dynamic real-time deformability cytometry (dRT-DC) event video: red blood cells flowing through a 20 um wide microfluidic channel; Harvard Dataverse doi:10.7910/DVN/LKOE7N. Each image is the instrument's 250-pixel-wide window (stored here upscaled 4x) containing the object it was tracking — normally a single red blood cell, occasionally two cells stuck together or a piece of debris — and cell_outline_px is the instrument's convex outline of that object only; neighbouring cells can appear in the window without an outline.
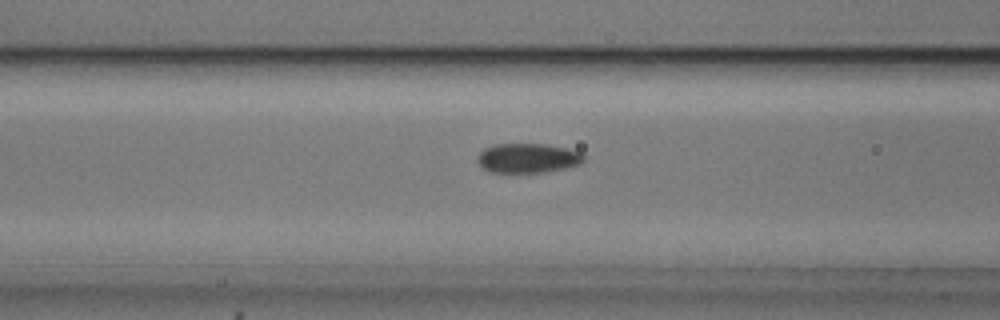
{"species": "common noctule bat (a hibernating species)", "species_latin": "Nyctalus noctula", "temperature_condition": "cold", "stored_images_in_passage": 54, "camera_frame_rate_fps": 3000, "um_per_image_px": 0.085, "animal": {"sex": "male", "body_mass_g": 20.5, "forearm_length_mm": 52.5}, "frame": {"image": 1, "passage_image": 21, "time_ms": 6.667, "image_size_px": [1000, 320], "cell_outline_px": [[584, 160], [580, 164], [548, 172], [488, 172], [476, 160], [476, 156], [484, 148], [492, 144], [544, 144], [564, 148], [580, 152], [584, 156]], "centroid_in_image_um": [44.82, 13.44], "position_along_channel_um": 121.8, "area_um2": 18.26}}
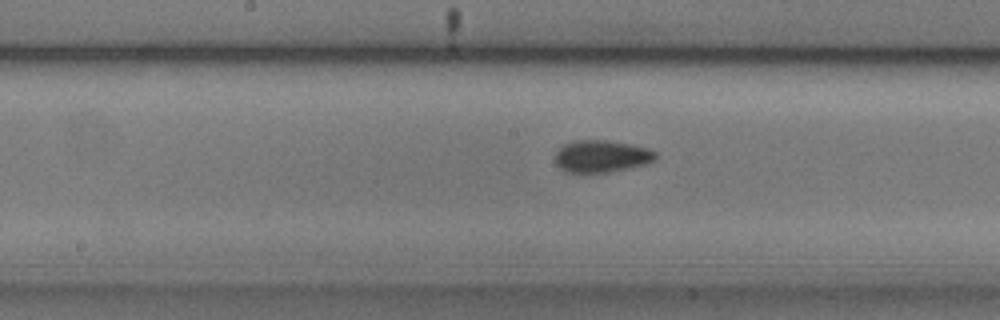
{"frame": {"image": 2, "passage_image": 27, "time_ms": 8.667, "image_size_px": [1000, 320], "cell_outline_px": [[656, 160], [648, 164], [608, 172], [584, 176], [564, 172], [556, 164], [556, 152], [564, 144], [576, 140], [604, 140], [628, 144], [648, 148], [656, 152]], "centroid_in_image_um": [51.1, 13.33], "position_along_channel_um": 197.1, "area_um2": 19.36}}
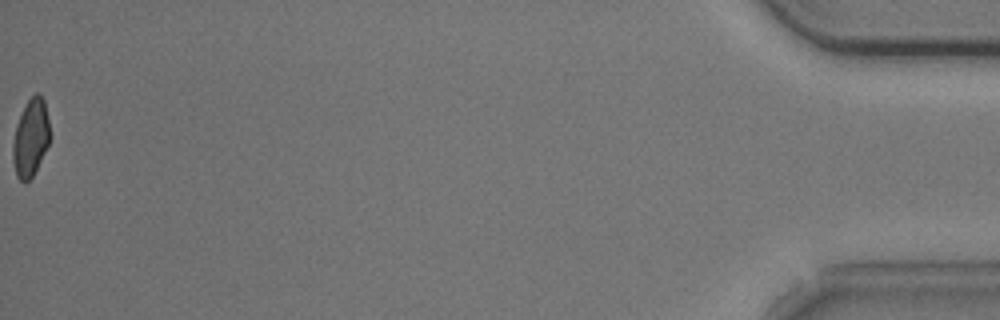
{"frame": {"image": 3, "passage_image": 54, "time_ms": 17.667, "image_size_px": [1000, 320], "cell_outline_px": [[48, 144], [32, 176], [24, 184], [16, 176], [12, 160], [12, 144], [16, 124], [28, 100], [36, 92], [40, 92], [44, 100], [48, 120]], "centroid_in_image_um": [2.57, 11.72], "position_along_channel_um": 432.6, "area_um2": 16.42}, "authors_computed_cell_mechanics": {"area_um2": 18.207, "velocity_mm_per_s": 3.7431, "shape_relaxation_time_tau1_ms": 4.323, "shape_relaxation_time_tau2_ms": 4.9315, "deformation_change_tau1": 0.0898, "deformation_change_tau2": 0.0599}}